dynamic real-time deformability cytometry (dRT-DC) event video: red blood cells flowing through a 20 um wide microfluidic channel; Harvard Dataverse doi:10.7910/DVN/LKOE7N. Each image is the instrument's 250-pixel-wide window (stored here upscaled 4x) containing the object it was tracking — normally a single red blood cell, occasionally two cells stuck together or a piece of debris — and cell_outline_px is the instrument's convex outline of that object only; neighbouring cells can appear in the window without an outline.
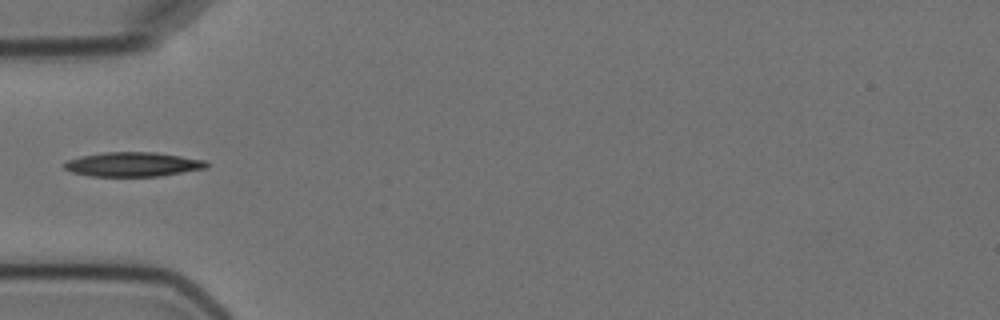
{"species": "Egyptian fruit bat (a non-hibernating species)", "species_latin": "Rousettus aegyptiacus", "temperature_condition": "cold", "stored_images_in_passage": 5, "camera_frame_rate_fps": 3000, "um_per_image_px": 0.085, "animal": {"sex": "female"}, "frame": {"image": 1, "passage_image": 5, "time_ms": 5.667, "image_size_px": [1000, 320], "cell_outline_px": [[208, 168], [160, 176], [88, 176], [72, 172], [64, 168], [64, 160], [80, 156], [104, 152], [156, 152], [204, 160], [208, 164]], "centroid_in_image_um": [11.26, 13.97], "position_along_channel_um": 73.7, "area_um2": 20.29}}